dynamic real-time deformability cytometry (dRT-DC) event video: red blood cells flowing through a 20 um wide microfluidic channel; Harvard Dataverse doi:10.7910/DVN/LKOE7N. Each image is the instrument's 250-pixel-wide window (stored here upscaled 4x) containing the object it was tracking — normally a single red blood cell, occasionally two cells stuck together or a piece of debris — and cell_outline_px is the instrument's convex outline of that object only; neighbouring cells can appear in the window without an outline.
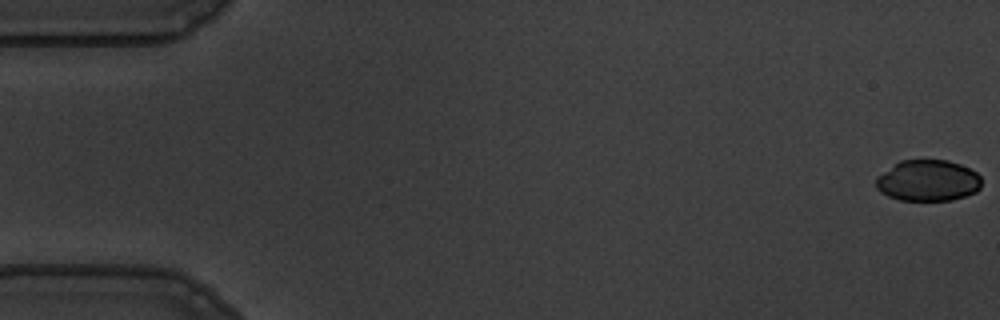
{"species": "common noctule bat (a hibernating species)", "species_latin": "Nyctalus noctula", "temperature_condition": "warm", "stored_images_in_passage": 57, "camera_frame_rate_fps": 3000, "um_per_image_px": 0.085, "animal": {"sex": "male", "body_mass_g": 19.5, "forearm_length_mm": 54.6}, "frame": {"image": 1, "passage_image": 1, "time_ms": 0.0, "image_size_px": [1000, 320], "cell_outline_px": [[980, 188], [976, 192], [952, 200], [900, 200], [888, 196], [880, 192], [876, 188], [876, 176], [900, 160], [948, 160], [960, 164], [976, 172], [980, 176]], "centroid_in_image_um": [78.85, 15.35], "position_along_channel_um": 6.1, "area_um2": 25.37}}
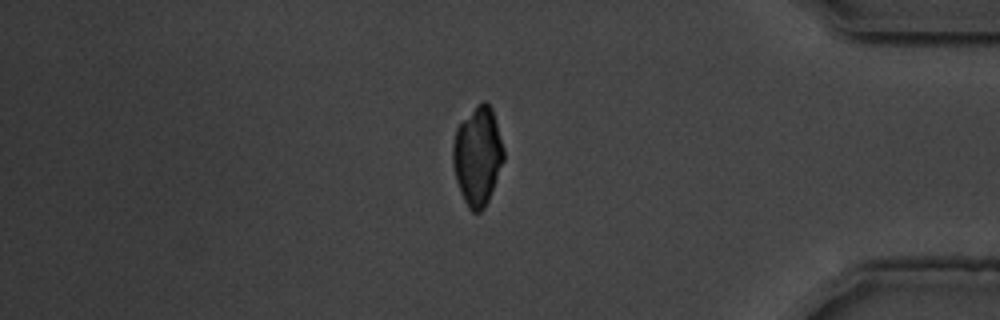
{"frame": {"image": 2, "passage_image": 48, "time_ms": 15.667, "image_size_px": [1000, 320], "cell_outline_px": [[504, 160], [488, 200], [484, 208], [480, 212], [472, 212], [468, 208], [460, 192], [456, 180], [452, 164], [452, 144], [456, 128], [476, 104], [484, 100], [492, 108], [504, 148]], "centroid_in_image_um": [40.58, 13.25], "position_along_channel_um": 394.6, "area_um2": 29.3}}
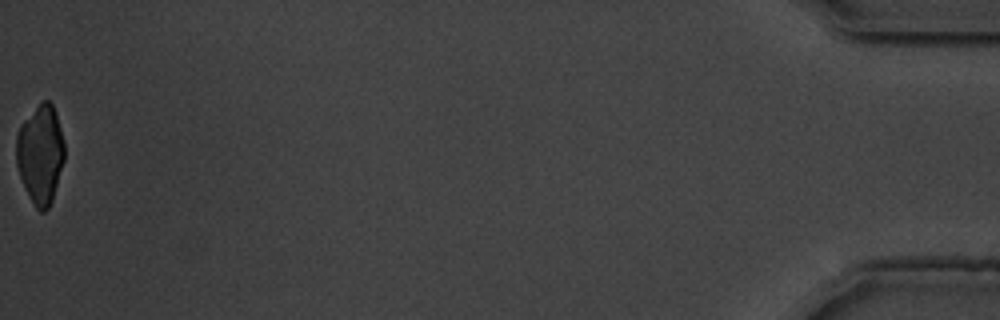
{"frame": {"image": 3, "passage_image": 57, "time_ms": 18.667, "image_size_px": [1000, 320], "cell_outline_px": [[64, 160], [52, 200], [48, 208], [44, 212], [40, 212], [36, 208], [20, 176], [16, 164], [16, 136], [20, 124], [40, 100], [48, 100], [52, 104], [56, 112], [64, 140]], "centroid_in_image_um": [3.43, 13.04], "position_along_channel_um": 431.8, "area_um2": 27.8}, "authors_computed_cell_mechanics": {"area_um2": 29.767, "velocity_mm_per_s": 3.5999, "shape_relaxation_time_tau1_ms": 3.3486, "shape_relaxation_time_tau2_ms": 5.8038, "deformation_change_tau1": 0.1185, "deformation_change_tau2": 0.0768}}